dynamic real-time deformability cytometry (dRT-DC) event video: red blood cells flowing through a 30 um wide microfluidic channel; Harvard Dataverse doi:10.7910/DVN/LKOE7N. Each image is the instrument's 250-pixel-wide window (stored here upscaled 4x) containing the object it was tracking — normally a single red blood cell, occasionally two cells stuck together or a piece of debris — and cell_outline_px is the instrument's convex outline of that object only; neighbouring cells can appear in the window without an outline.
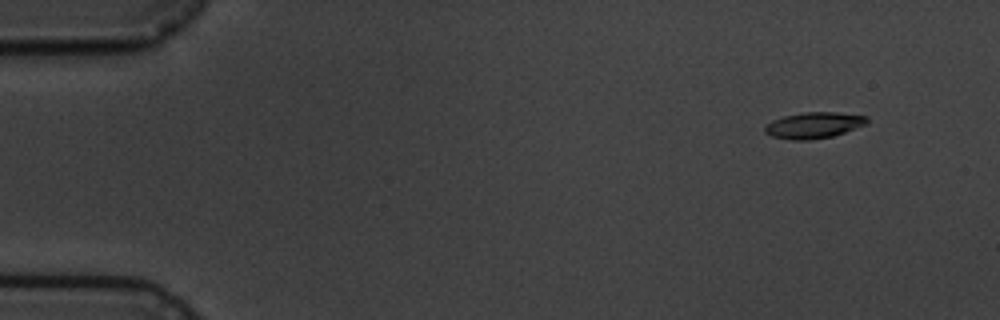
{"species": "common noctule bat (a hibernating species)", "species_latin": "Nyctalus noctula", "temperature_condition": "cold", "stored_images_in_passage": 10, "camera_frame_rate_fps": 3000, "um_per_image_px": 0.085, "animal": {"sex": "male", "body_mass_g": 19.5, "forearm_length_mm": 54.6}, "frame": {"image": 1, "passage_image": 2, "time_ms": 1.333, "image_size_px": [1000, 320], "cell_outline_px": [[868, 124], [832, 136], [808, 140], [792, 140], [772, 136], [764, 132], [764, 124], [772, 120], [784, 116], [804, 112], [836, 112], [868, 116]], "centroid_in_image_um": [69.16, 10.64], "position_along_channel_um": 15.8, "area_um2": 15.61}}
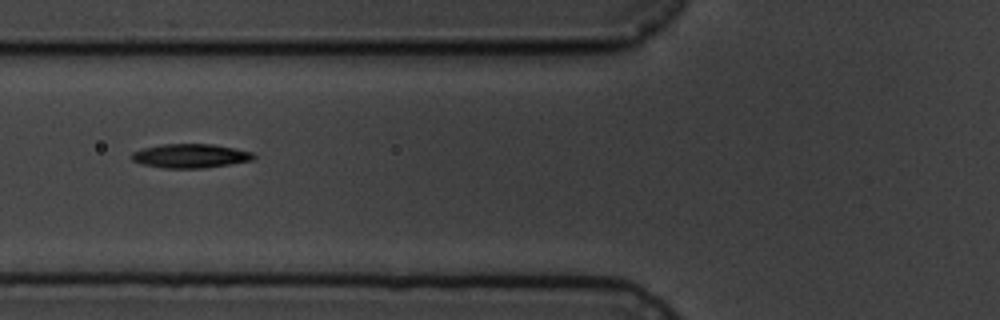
{"frame": {"image": 2, "passage_image": 7, "time_ms": 7.0, "image_size_px": [1000, 320], "cell_outline_px": [[256, 156], [252, 160], [204, 168], [164, 168], [144, 164], [132, 160], [132, 152], [144, 148], [164, 144], [212, 144], [252, 152]], "centroid_in_image_um": [16.18, 13.25], "position_along_channel_um": 109.6, "area_um2": 16.76}}
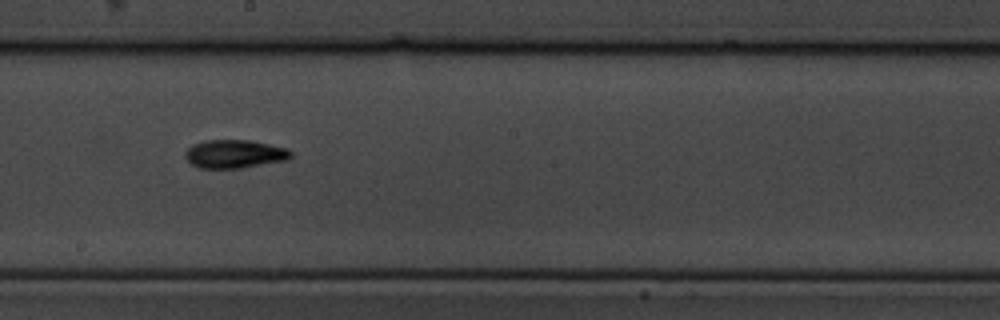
{"frame": {"image": 3, "passage_image": 10, "time_ms": 10.333, "image_size_px": [1000, 320], "cell_outline_px": [[292, 156], [288, 160], [244, 168], [200, 168], [192, 164], [184, 156], [184, 152], [192, 144], [204, 140], [248, 140], [288, 148], [292, 152]], "centroid_in_image_um": [19.95, 13.09], "position_along_channel_um": 228.3, "area_um2": 17.63}}